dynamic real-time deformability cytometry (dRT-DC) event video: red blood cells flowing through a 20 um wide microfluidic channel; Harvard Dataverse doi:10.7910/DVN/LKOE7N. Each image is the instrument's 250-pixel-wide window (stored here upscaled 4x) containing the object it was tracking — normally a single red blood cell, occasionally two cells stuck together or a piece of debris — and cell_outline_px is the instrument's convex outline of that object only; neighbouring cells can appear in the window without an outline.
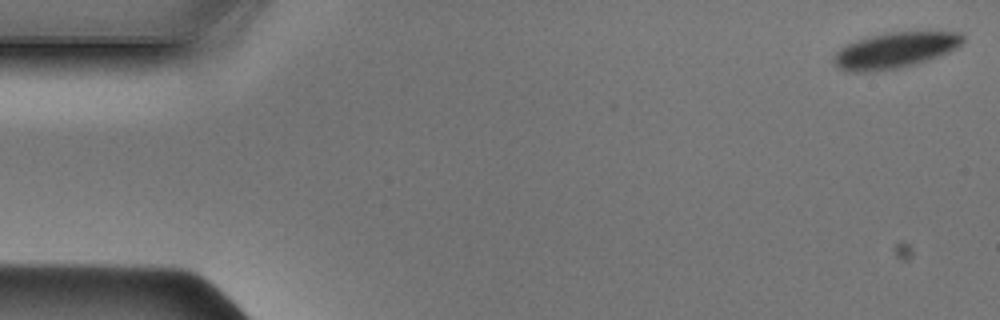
{"species": "Egyptian fruit bat (a non-hibernating species)", "species_latin": "Rousettus aegyptiacus", "temperature_condition": "cold", "stored_images_in_passage": 20, "camera_frame_rate_fps": 3000, "um_per_image_px": 0.085, "animal": {"sex": "male"}, "frame": {"image": 1, "passage_image": 1, "time_ms": 0.0, "image_size_px": [1000, 320], "cell_outline_px": [[964, 40], [956, 48], [948, 52], [916, 64], [896, 68], [872, 72], [844, 72], [836, 68], [832, 64], [832, 56], [844, 44], [856, 40], [888, 32], [960, 32], [964, 36]], "centroid_in_image_um": [75.98, 4.29], "position_along_channel_um": 9.0, "area_um2": 27.11}}
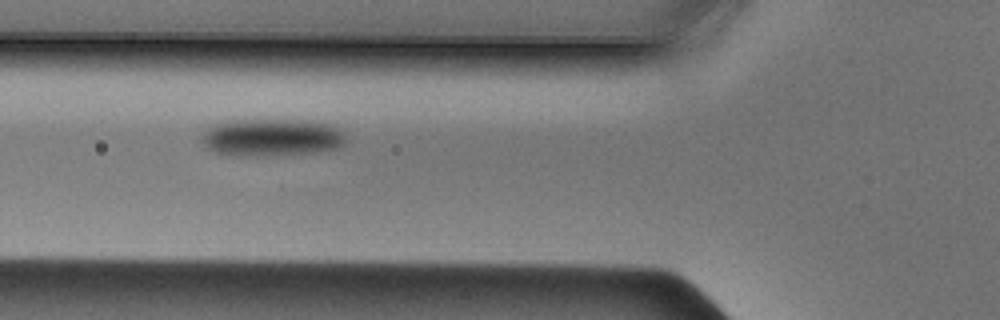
{"frame": {"image": 2, "passage_image": 17, "time_ms": 5.333, "image_size_px": [1000, 320], "cell_outline_px": [[344, 144], [336, 148], [312, 152], [264, 156], [216, 152], [208, 148], [200, 140], [204, 132], [208, 128], [216, 124], [232, 120], [312, 120], [328, 124], [336, 128], [340, 132], [344, 140]], "centroid_in_image_um": [23.08, 11.66], "position_along_channel_um": 102.7, "area_um2": 30.75}}
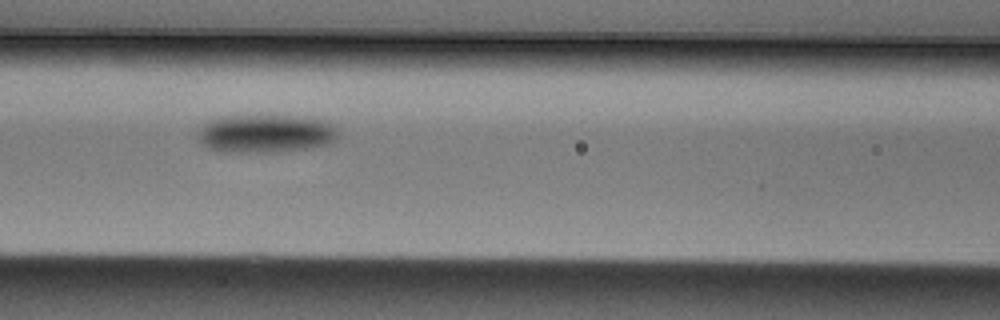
{"frame": {"image": 3, "passage_image": 20, "time_ms": 6.333, "image_size_px": [1000, 320], "cell_outline_px": [[336, 136], [328, 144], [312, 148], [276, 152], [216, 152], [200, 144], [196, 136], [204, 124], [216, 116], [308, 116], [328, 120], [336, 128]], "centroid_in_image_um": [22.55, 11.35], "position_along_channel_um": 144.1, "area_um2": 31.79}}